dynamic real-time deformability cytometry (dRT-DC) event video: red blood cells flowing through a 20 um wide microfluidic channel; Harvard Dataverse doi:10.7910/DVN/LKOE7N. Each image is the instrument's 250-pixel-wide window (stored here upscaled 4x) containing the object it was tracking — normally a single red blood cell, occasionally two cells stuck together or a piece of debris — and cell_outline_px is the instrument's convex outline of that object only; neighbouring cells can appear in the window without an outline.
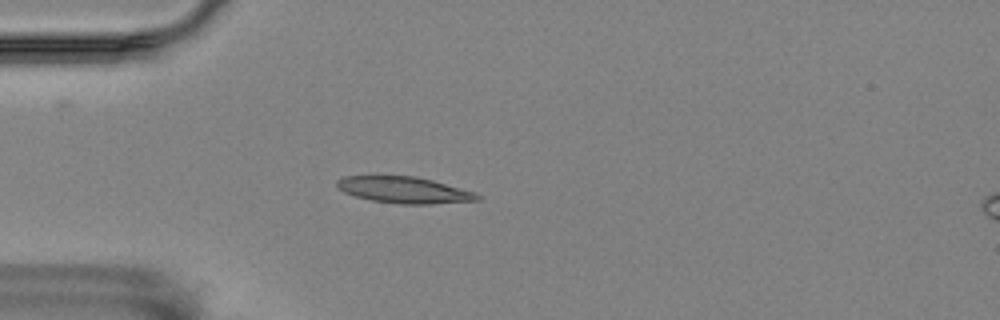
{"species": "Egyptian fruit bat (a non-hibernating species)", "species_latin": "Rousettus aegyptiacus", "temperature_condition": "room temperature", "stored_images_in_passage": 2, "camera_frame_rate_fps": 3000, "um_per_image_px": 0.085, "animal": {"sex": "female"}, "frame": {"image": 1, "passage_image": 1, "time_ms": 0.0, "image_size_px": [1000, 320], "cell_outline_px": [[480, 200], [432, 204], [400, 204], [372, 200], [356, 196], [344, 192], [336, 184], [336, 180], [344, 176], [384, 172], [416, 176], [432, 180], [476, 192], [480, 196]], "centroid_in_image_um": [34.29, 16.09], "position_along_channel_um": 50.7, "area_um2": 22.54}}